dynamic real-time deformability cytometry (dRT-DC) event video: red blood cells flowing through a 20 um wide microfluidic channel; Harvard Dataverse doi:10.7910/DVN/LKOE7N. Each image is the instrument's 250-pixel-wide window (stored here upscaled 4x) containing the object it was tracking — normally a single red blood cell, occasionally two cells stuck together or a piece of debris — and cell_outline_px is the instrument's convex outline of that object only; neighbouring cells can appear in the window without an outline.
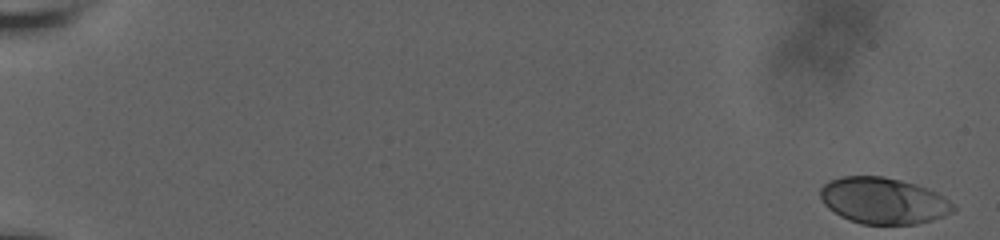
{"species": "human", "species_latin": "Homo sapiens", "temperature_condition": "room temperature", "stored_images_in_passage": 35, "camera_frame_rate_fps": 3000, "um_per_image_px": 0.085, "donor": {"sex": "male"}, "frame": {"image": 1, "passage_image": 1, "time_ms": 0.0, "image_size_px": [1000, 240], "cell_outline_px": [[956, 208], [952, 212], [944, 216], [932, 220], [916, 224], [860, 224], [848, 220], [840, 216], [828, 208], [824, 204], [820, 196], [820, 188], [828, 180], [844, 176], [884, 176], [916, 184], [936, 192], [944, 196], [956, 204]], "centroid_in_image_um": [75.09, 17.06], "position_along_channel_um": 9.9, "area_um2": 36.18}}
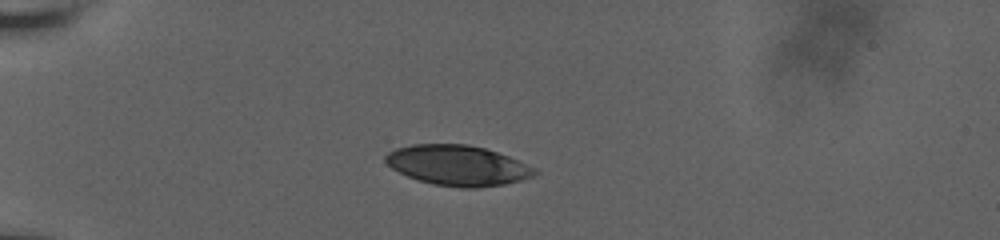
{"frame": {"image": 2, "passage_image": 28, "time_ms": 5.667, "image_size_px": [1000, 240], "cell_outline_px": [[540, 172], [536, 176], [504, 184], [476, 188], [460, 188], [432, 184], [416, 180], [392, 168], [384, 160], [384, 156], [388, 152], [396, 148], [412, 144], [468, 144], [484, 148], [508, 156], [536, 168]], "centroid_in_image_um": [38.91, 14.06], "position_along_channel_um": 46.1, "area_um2": 35.14}}